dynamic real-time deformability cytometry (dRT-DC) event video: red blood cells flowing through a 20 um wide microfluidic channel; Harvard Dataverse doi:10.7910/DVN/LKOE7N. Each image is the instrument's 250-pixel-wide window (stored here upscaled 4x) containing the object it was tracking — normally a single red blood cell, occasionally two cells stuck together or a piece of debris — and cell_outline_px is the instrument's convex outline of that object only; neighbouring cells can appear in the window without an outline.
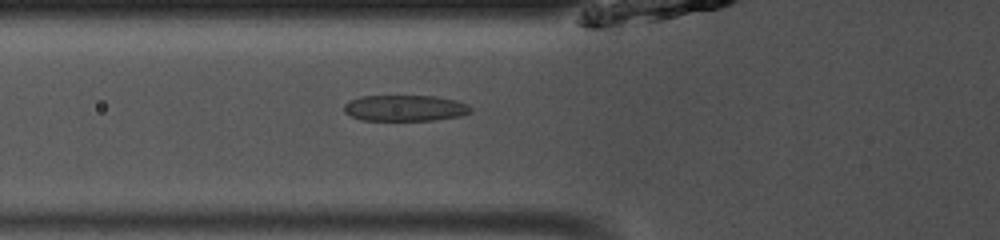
{"species": "common noctule bat (a hibernating species)", "species_latin": "Nyctalus noctula", "temperature_condition": "room temperature", "stored_images_in_passage": 34, "camera_frame_rate_fps": 3000, "um_per_image_px": 0.085, "animal": {"sex": "male", "body_mass_g": 13.0, "forearm_length_mm": 53.1}, "frame": {"image": 1, "passage_image": 7, "time_ms": 2.0, "image_size_px": [1000, 240], "cell_outline_px": [[472, 112], [460, 116], [432, 120], [360, 120], [344, 112], [344, 104], [348, 100], [360, 96], [436, 96], [456, 100], [468, 104], [472, 108]], "centroid_in_image_um": [34.42, 9.18], "position_along_channel_um": 91.4, "area_um2": 19.36}}
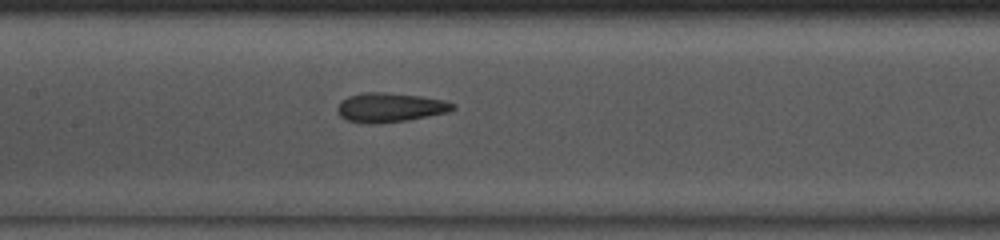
{"frame": {"image": 2, "passage_image": 13, "time_ms": 4.0, "image_size_px": [1000, 240], "cell_outline_px": [[456, 108], [448, 112], [408, 120], [380, 124], [368, 124], [348, 120], [340, 116], [336, 112], [336, 108], [340, 100], [348, 96], [364, 92], [384, 92], [420, 96], [444, 100], [456, 104]], "centroid_in_image_um": [33.13, 9.14], "position_along_channel_um": 174.3, "area_um2": 19.94}}
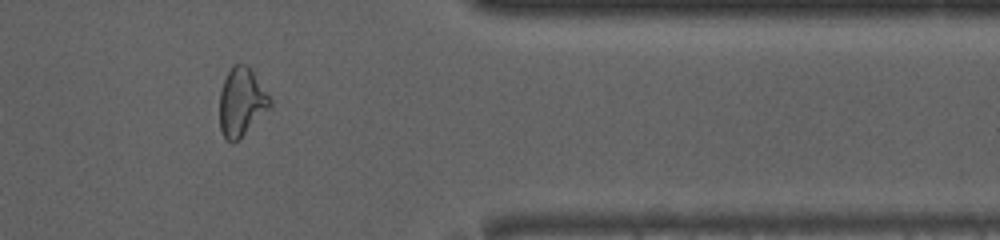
{"frame": {"image": 3, "passage_image": 30, "time_ms": 9.667, "image_size_px": [1000, 240], "cell_outline_px": [[272, 104], [240, 140], [232, 144], [224, 136], [220, 128], [220, 92], [224, 80], [232, 64], [248, 64], [252, 68], [272, 100]], "centroid_in_image_um": [20.54, 8.66], "position_along_channel_um": 390.9, "area_um2": 20.23}, "authors_computed_cell_mechanics": {"area_um2": 19.2763, "velocity_mm_per_s": 4.0721, "shape_relaxation_time_tau1_ms": 2.9311, "shape_relaxation_time_tau2_ms": 1.6505, "deformation_change_tau1": 0.1313, "deformation_change_tau2": 0.1015}}